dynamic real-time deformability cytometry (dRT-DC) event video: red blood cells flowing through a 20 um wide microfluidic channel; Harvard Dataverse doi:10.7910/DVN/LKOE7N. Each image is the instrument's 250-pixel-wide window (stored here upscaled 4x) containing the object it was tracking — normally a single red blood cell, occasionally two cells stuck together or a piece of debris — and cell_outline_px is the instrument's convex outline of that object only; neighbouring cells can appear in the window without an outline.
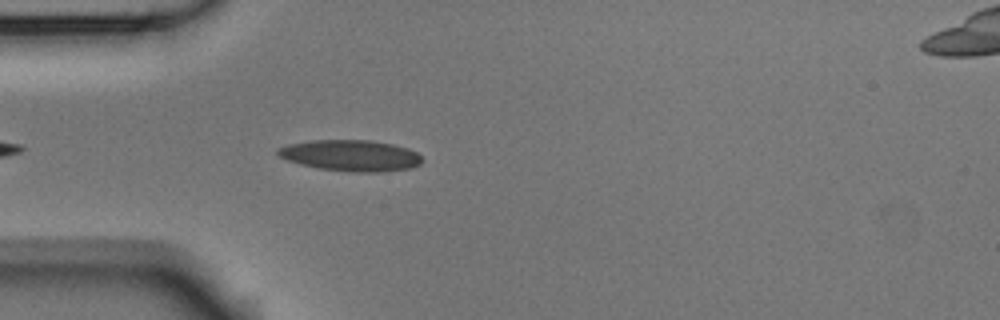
{"species": "Egyptian fruit bat (a non-hibernating species)", "species_latin": "Rousettus aegyptiacus", "temperature_condition": "room temperature", "stored_images_in_passage": 3, "camera_frame_rate_fps": 3000, "um_per_image_px": 0.085, "animal": {"sex": "male"}, "frame": {"image": 1, "passage_image": 3, "time_ms": 0.667, "image_size_px": [1000, 320], "cell_outline_px": [[424, 160], [420, 164], [412, 168], [380, 172], [352, 172], [316, 168], [300, 164], [288, 160], [280, 156], [276, 152], [276, 148], [288, 144], [312, 140], [372, 140], [392, 144], [408, 148], [416, 152]], "centroid_in_image_um": [29.82, 13.22], "position_along_channel_um": 55.2, "area_um2": 26.36}}